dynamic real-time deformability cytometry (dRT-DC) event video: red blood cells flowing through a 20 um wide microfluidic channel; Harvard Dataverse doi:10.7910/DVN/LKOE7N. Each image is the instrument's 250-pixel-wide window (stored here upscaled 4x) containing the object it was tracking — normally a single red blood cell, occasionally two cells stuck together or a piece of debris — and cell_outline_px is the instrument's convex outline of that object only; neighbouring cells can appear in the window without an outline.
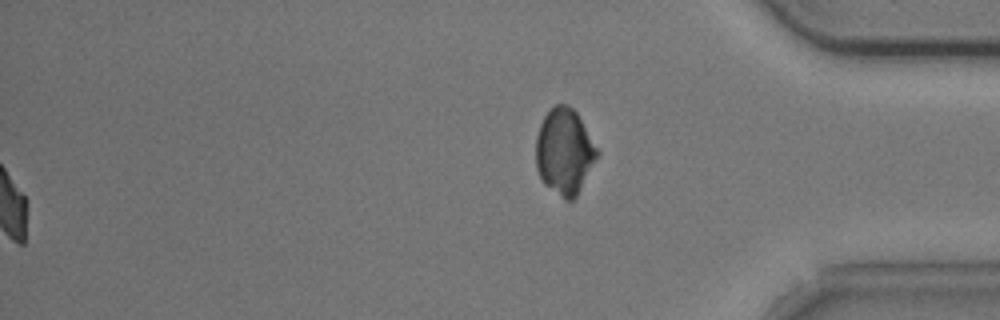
{"species": "common noctule bat (a hibernating species)", "species_latin": "Nyctalus noctula", "temperature_condition": "cold", "stored_images_in_passage": 54, "segment_of_instrument_passage": [2, 2], "camera_frame_rate_fps": 3000, "um_per_image_px": 0.085, "animal": {"sex": "male", "body_mass_g": 20.5, "forearm_length_mm": 52.5}, "frame": {"image": 1, "passage_image": 54, "time_ms": 17.667, "image_size_px": [1000, 320], "cell_outline_px": [[600, 152], [576, 196], [572, 200], [564, 200], [544, 184], [536, 168], [536, 136], [540, 124], [544, 116], [556, 104], [564, 104], [572, 108], [576, 112]], "centroid_in_image_um": [47.96, 12.89], "position_along_channel_um": 387.2, "area_um2": 30.4}}